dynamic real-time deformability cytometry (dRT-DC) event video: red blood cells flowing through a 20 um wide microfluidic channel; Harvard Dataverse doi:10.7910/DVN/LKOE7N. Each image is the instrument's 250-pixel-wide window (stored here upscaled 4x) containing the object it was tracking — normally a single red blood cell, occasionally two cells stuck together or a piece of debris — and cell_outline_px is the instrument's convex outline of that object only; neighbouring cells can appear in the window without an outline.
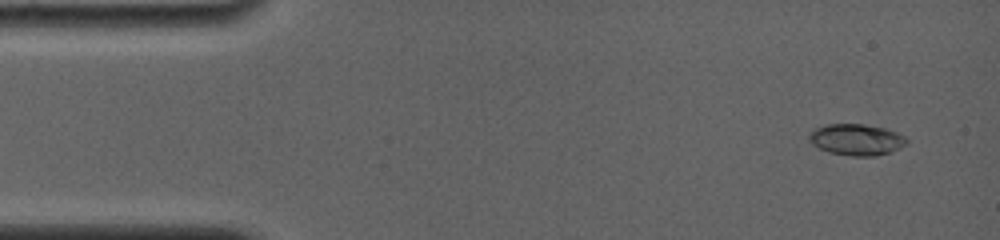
{"species": "common noctule bat (a hibernating species)", "species_latin": "Nyctalus noctula", "temperature_condition": "room temperature", "stored_images_in_passage": 26, "camera_frame_rate_fps": 4000, "um_per_image_px": 0.085, "animal": {"sex": "female", "body_mass_g": 19.0, "forearm_length_mm": 56.7}, "frame": {"image": 1, "passage_image": 2, "time_ms": 0.75, "image_size_px": [1000, 240], "cell_outline_px": [[908, 144], [892, 152], [876, 156], [852, 156], [828, 152], [812, 144], [808, 140], [808, 136], [816, 128], [828, 124], [864, 124], [884, 128], [896, 132], [904, 136], [908, 140]], "centroid_in_image_um": [72.83, 11.88], "position_along_channel_um": 12.2, "area_um2": 17.86}}
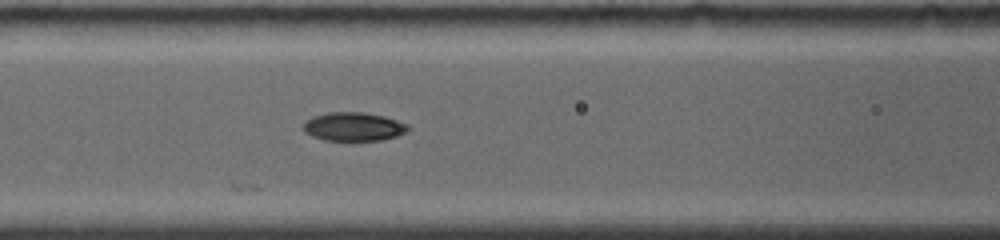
{"frame": {"image": 2, "passage_image": 15, "time_ms": 6.5, "image_size_px": [1000, 240], "cell_outline_px": [[408, 128], [404, 132], [396, 136], [380, 140], [324, 140], [312, 136], [304, 132], [304, 124], [312, 116], [328, 112], [364, 112], [384, 116], [408, 124]], "centroid_in_image_um": [30.03, 10.76], "position_along_channel_um": 136.6, "area_um2": 17.28}}
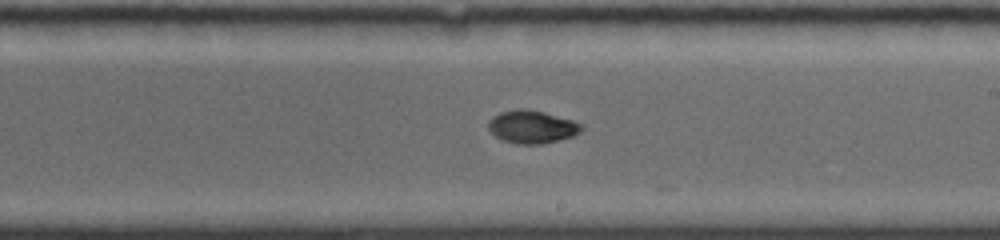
{"frame": {"image": 3, "passage_image": 22, "time_ms": 9.25, "image_size_px": [1000, 240], "cell_outline_px": [[584, 128], [580, 132], [572, 136], [560, 140], [540, 144], [516, 144], [504, 140], [496, 136], [488, 128], [488, 120], [492, 116], [500, 112], [516, 108], [524, 108], [544, 112], [572, 120], [584, 124]], "centroid_in_image_um": [45.22, 10.77], "position_along_channel_um": 243.8, "area_um2": 17.98}}